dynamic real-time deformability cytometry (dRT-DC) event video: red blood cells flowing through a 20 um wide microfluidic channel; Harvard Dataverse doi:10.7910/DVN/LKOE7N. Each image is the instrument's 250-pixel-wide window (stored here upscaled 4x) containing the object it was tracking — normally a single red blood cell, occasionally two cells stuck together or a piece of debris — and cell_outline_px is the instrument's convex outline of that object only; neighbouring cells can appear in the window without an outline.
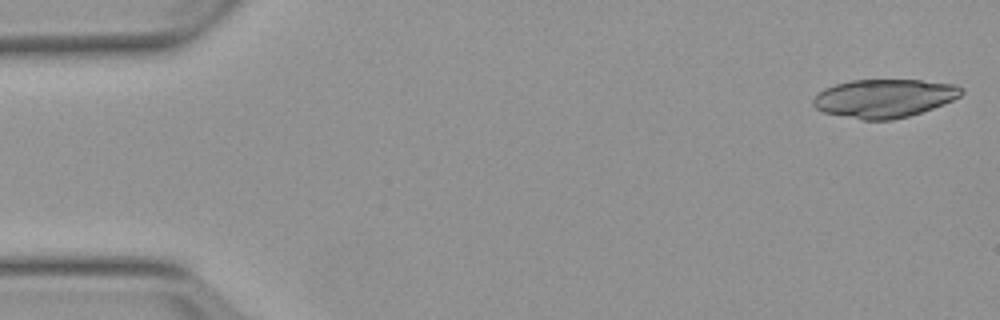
{"species": "Egyptian fruit bat (a non-hibernating species)", "species_latin": "Rousettus aegyptiacus", "temperature_condition": "warm", "stored_images_in_passage": 4, "camera_frame_rate_fps": 3000, "um_per_image_px": 0.085, "animal": {"sex": "female"}, "frame": {"image": 1, "passage_image": 1, "time_ms": 0.0, "image_size_px": [1000, 320], "cell_outline_px": [[964, 92], [960, 96], [944, 104], [908, 116], [892, 120], [864, 120], [824, 112], [816, 108], [812, 104], [812, 100], [824, 88], [836, 84], [852, 80], [920, 80], [956, 84], [964, 88]], "centroid_in_image_um": [75.18, 8.35], "position_along_channel_um": 9.8, "area_um2": 33.06}}
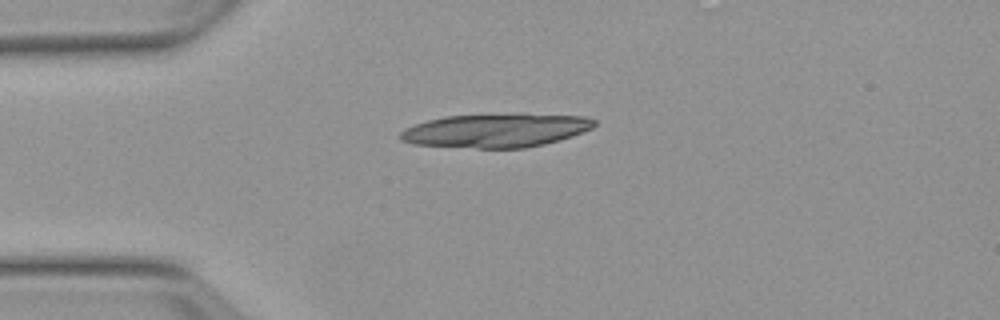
{"frame": {"image": 2, "passage_image": 4, "time_ms": 3.667, "image_size_px": [1000, 320], "cell_outline_px": [[596, 124], [592, 128], [572, 136], [560, 140], [544, 144], [524, 148], [476, 148], [416, 144], [400, 140], [400, 132], [404, 128], [428, 120], [444, 116], [584, 116], [596, 120]], "centroid_in_image_um": [42.11, 11.13], "position_along_channel_um": 42.9, "area_um2": 36.76}}